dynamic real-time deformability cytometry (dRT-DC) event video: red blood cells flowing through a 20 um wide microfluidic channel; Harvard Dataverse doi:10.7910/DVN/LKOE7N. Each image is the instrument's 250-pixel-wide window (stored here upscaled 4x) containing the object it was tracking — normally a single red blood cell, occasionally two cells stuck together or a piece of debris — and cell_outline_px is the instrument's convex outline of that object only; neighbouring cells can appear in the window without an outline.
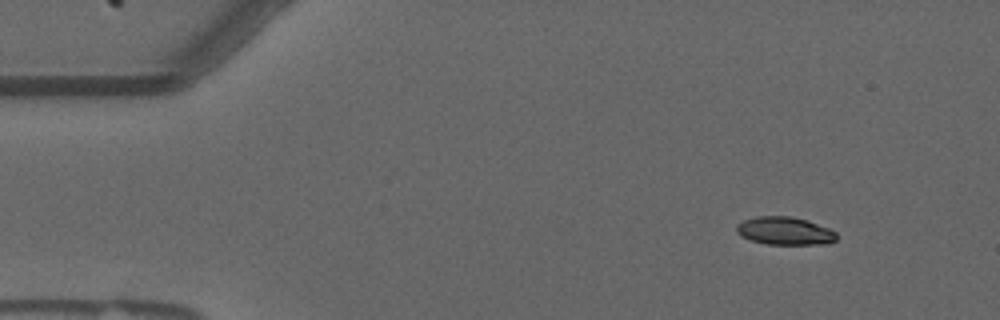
{"species": "common noctule bat (a hibernating species)", "species_latin": "Nyctalus noctula", "temperature_condition": "warm", "stored_images_in_passage": 13, "camera_frame_rate_fps": 3000, "um_per_image_px": 0.085, "animal": {"sex": "male", "forearm_length_mm": 52.5}, "frame": {"image": 1, "passage_image": 4, "time_ms": 1.0, "image_size_px": [1000, 320], "cell_outline_px": [[836, 240], [828, 244], [768, 244], [752, 240], [740, 236], [736, 232], [736, 224], [744, 220], [756, 216], [792, 216], [808, 220], [828, 228], [836, 232]], "centroid_in_image_um": [66.7, 19.62], "position_along_channel_um": 18.3, "area_um2": 16.36}}